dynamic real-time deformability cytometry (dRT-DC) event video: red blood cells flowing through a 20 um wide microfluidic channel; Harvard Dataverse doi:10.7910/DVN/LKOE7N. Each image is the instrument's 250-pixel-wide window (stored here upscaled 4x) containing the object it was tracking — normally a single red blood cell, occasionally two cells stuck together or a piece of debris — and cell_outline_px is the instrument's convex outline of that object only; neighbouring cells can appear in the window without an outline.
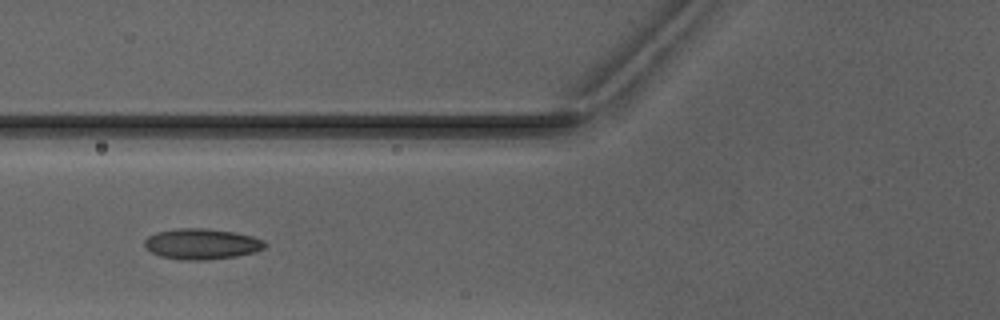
{"species": "Egyptian fruit bat (a non-hibernating species)", "species_latin": "Rousettus aegyptiacus", "temperature_condition": "warm", "stored_images_in_passage": 5, "camera_frame_rate_fps": 3000, "um_per_image_px": 0.085, "animal": {"sex": "male"}, "frame": {"image": 1, "passage_image": 5, "time_ms": 4.667, "image_size_px": [1000, 320], "cell_outline_px": [[268, 244], [264, 248], [256, 252], [236, 256], [200, 260], [180, 260], [160, 256], [144, 248], [144, 240], [148, 236], [156, 232], [176, 228], [204, 228], [232, 232], [252, 236], [264, 240]], "centroid_in_image_um": [17.12, 20.73], "position_along_channel_um": 108.7, "area_um2": 21.62}}